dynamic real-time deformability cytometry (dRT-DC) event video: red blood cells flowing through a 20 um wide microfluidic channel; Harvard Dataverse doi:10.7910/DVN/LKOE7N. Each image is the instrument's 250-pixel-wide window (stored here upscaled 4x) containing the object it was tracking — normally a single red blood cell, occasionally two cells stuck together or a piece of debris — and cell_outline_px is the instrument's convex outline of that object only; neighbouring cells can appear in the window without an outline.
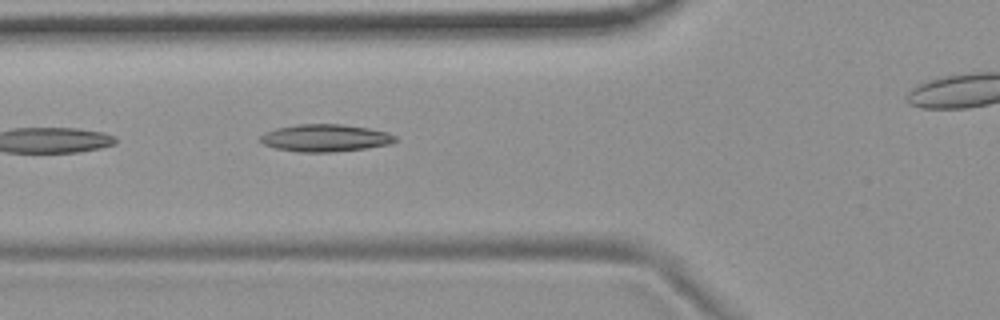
{"species": "common noctule bat (a hibernating species)", "species_latin": "Nyctalus noctula", "temperature_condition": "room temperature", "stored_images_in_passage": 5, "camera_frame_rate_fps": 3000, "um_per_image_px": 0.085, "animal": {"sex": "female", "body_mass_g": 19.9}, "frame": {"image": 1, "passage_image": 5, "time_ms": 4.667, "image_size_px": [1000, 320], "cell_outline_px": [[396, 140], [388, 144], [368, 148], [332, 152], [296, 152], [276, 148], [264, 144], [260, 140], [260, 136], [264, 132], [276, 128], [296, 124], [340, 124], [368, 128], [388, 132], [396, 136]], "centroid_in_image_um": [27.63, 11.72], "position_along_channel_um": 98.2, "area_um2": 21.5}}